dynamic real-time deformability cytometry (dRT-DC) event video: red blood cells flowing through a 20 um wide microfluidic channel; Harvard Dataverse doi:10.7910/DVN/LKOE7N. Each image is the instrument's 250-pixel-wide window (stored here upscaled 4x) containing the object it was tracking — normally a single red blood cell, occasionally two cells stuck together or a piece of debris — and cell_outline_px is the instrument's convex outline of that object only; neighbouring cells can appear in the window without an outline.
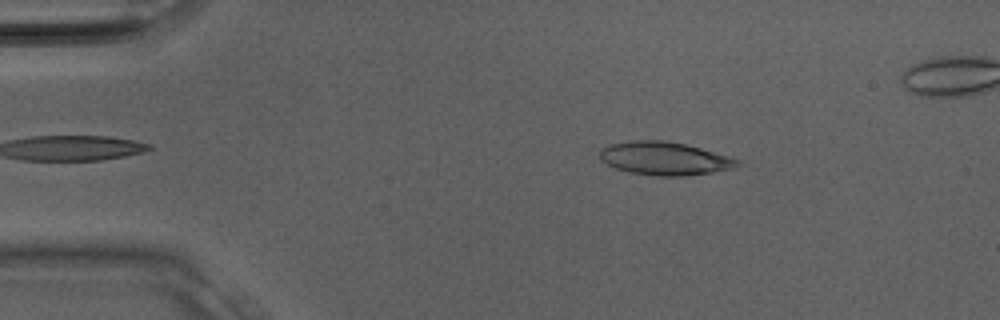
{"species": "Egyptian fruit bat (a non-hibernating species)", "species_latin": "Rousettus aegyptiacus", "temperature_condition": "room temperature", "stored_images_in_passage": 27, "camera_frame_rate_fps": 3000, "um_per_image_px": 0.085, "animal": {"sex": "male"}, "frame": {"image": 1, "passage_image": 3, "time_ms": 0.667, "image_size_px": [1000, 320], "cell_outline_px": [[744, 164], [732, 168], [712, 172], [684, 176], [656, 176], [628, 172], [616, 168], [600, 160], [600, 148], [612, 144], [632, 140], [664, 140], [684, 144], [700, 148], [740, 160]], "centroid_in_image_um": [56.48, 13.47], "position_along_channel_um": 28.5, "area_um2": 26.53}}
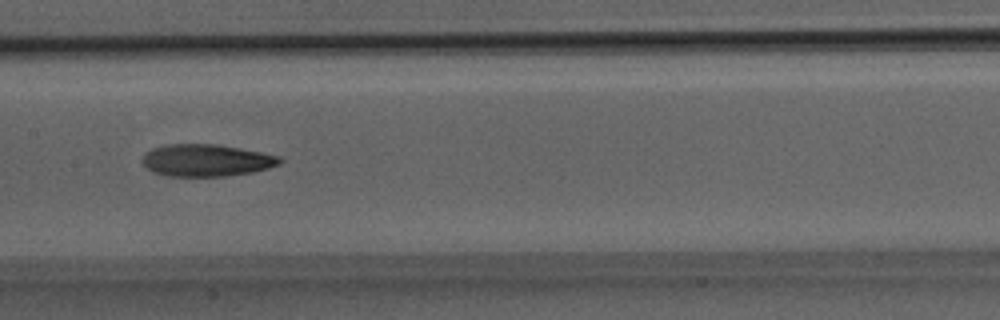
{"frame": {"image": 2, "passage_image": 13, "time_ms": 4.0, "image_size_px": [1000, 320], "cell_outline_px": [[284, 160], [280, 164], [268, 168], [252, 172], [224, 176], [168, 176], [152, 172], [140, 160], [144, 152], [152, 148], [168, 144], [216, 144], [240, 148], [280, 156]], "centroid_in_image_um": [17.52, 13.62], "position_along_channel_um": 189.9, "area_um2": 25.84}}
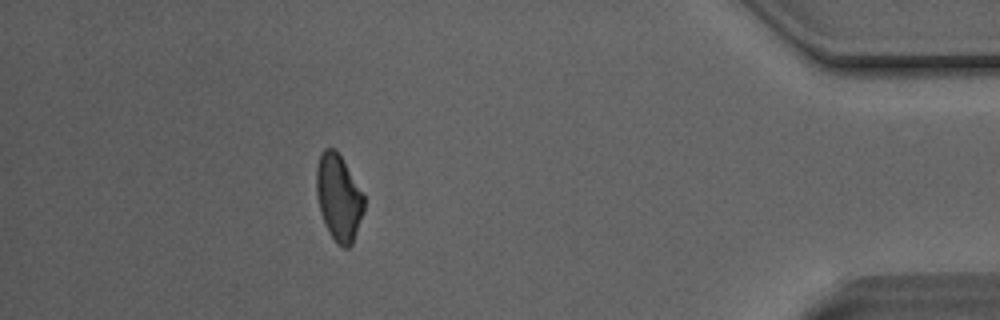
{"frame": {"image": 3, "passage_image": 25, "time_ms": 8.0, "image_size_px": [1000, 320], "cell_outline_px": [[364, 212], [352, 244], [348, 248], [344, 248], [336, 244], [320, 212], [316, 196], [316, 168], [320, 152], [324, 148], [332, 148], [340, 156], [364, 196]], "centroid_in_image_um": [28.77, 16.81], "position_along_channel_um": 406.4, "area_um2": 23.7}}